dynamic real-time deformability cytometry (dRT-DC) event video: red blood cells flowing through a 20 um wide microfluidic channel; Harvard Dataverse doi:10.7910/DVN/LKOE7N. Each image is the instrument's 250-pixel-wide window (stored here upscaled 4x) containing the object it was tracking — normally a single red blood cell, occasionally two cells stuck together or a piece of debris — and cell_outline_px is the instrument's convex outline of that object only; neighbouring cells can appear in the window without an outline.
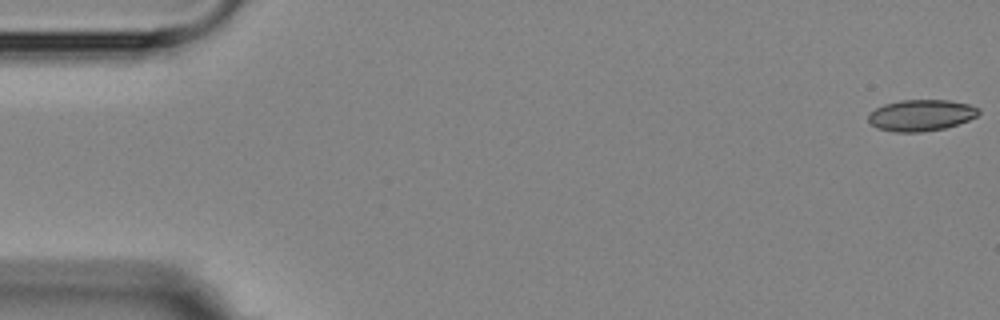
{"species": "Egyptian fruit bat (a non-hibernating species)", "species_latin": "Rousettus aegyptiacus", "temperature_condition": "room temperature", "stored_images_in_passage": 6, "camera_frame_rate_fps": 3000, "um_per_image_px": 0.085, "animal": {"sex": "female"}, "frame": {"image": 1, "passage_image": 1, "time_ms": 0.0, "image_size_px": [1000, 320], "cell_outline_px": [[980, 112], [976, 116], [968, 120], [944, 128], [920, 132], [892, 132], [876, 128], [868, 120], [868, 116], [876, 108], [884, 104], [900, 100], [948, 100], [968, 104], [980, 108]], "centroid_in_image_um": [78.28, 9.8], "position_along_channel_um": 6.7, "area_um2": 20.06}}